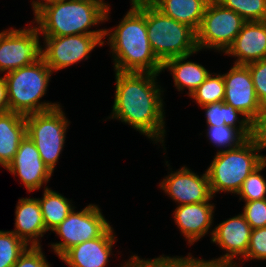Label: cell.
I'll list each match as a JSON object with an SVG mask.
<instances>
[{
    "mask_svg": "<svg viewBox=\"0 0 266 267\" xmlns=\"http://www.w3.org/2000/svg\"><path fill=\"white\" fill-rule=\"evenodd\" d=\"M115 96L112 113L116 119L151 139L165 143L164 90L157 82L159 74L115 71Z\"/></svg>",
    "mask_w": 266,
    "mask_h": 267,
    "instance_id": "cell-1",
    "label": "cell"
},
{
    "mask_svg": "<svg viewBox=\"0 0 266 267\" xmlns=\"http://www.w3.org/2000/svg\"><path fill=\"white\" fill-rule=\"evenodd\" d=\"M131 8L117 26L105 28L114 71L162 73L147 34L146 0H130Z\"/></svg>",
    "mask_w": 266,
    "mask_h": 267,
    "instance_id": "cell-2",
    "label": "cell"
},
{
    "mask_svg": "<svg viewBox=\"0 0 266 267\" xmlns=\"http://www.w3.org/2000/svg\"><path fill=\"white\" fill-rule=\"evenodd\" d=\"M110 5L105 0H60L34 16L42 36L96 35L104 43L105 29L89 30L109 20Z\"/></svg>",
    "mask_w": 266,
    "mask_h": 267,
    "instance_id": "cell-3",
    "label": "cell"
},
{
    "mask_svg": "<svg viewBox=\"0 0 266 267\" xmlns=\"http://www.w3.org/2000/svg\"><path fill=\"white\" fill-rule=\"evenodd\" d=\"M53 73L43 58L5 73L9 111L26 116L59 107V102L41 101L47 93Z\"/></svg>",
    "mask_w": 266,
    "mask_h": 267,
    "instance_id": "cell-4",
    "label": "cell"
},
{
    "mask_svg": "<svg viewBox=\"0 0 266 267\" xmlns=\"http://www.w3.org/2000/svg\"><path fill=\"white\" fill-rule=\"evenodd\" d=\"M253 138H248L239 147L216 152L206 169L213 197L220 192L237 194L244 179L256 169L266 156Z\"/></svg>",
    "mask_w": 266,
    "mask_h": 267,
    "instance_id": "cell-5",
    "label": "cell"
},
{
    "mask_svg": "<svg viewBox=\"0 0 266 267\" xmlns=\"http://www.w3.org/2000/svg\"><path fill=\"white\" fill-rule=\"evenodd\" d=\"M146 27L150 47L162 64L173 57L200 52L196 31L164 15L149 0H146Z\"/></svg>",
    "mask_w": 266,
    "mask_h": 267,
    "instance_id": "cell-6",
    "label": "cell"
},
{
    "mask_svg": "<svg viewBox=\"0 0 266 267\" xmlns=\"http://www.w3.org/2000/svg\"><path fill=\"white\" fill-rule=\"evenodd\" d=\"M25 119L27 137L35 143L42 161L53 173L70 125L62 105L46 112L26 115Z\"/></svg>",
    "mask_w": 266,
    "mask_h": 267,
    "instance_id": "cell-7",
    "label": "cell"
},
{
    "mask_svg": "<svg viewBox=\"0 0 266 267\" xmlns=\"http://www.w3.org/2000/svg\"><path fill=\"white\" fill-rule=\"evenodd\" d=\"M246 21L236 12L210 0L206 6L200 27L196 31L199 51L214 49L225 53Z\"/></svg>",
    "mask_w": 266,
    "mask_h": 267,
    "instance_id": "cell-8",
    "label": "cell"
},
{
    "mask_svg": "<svg viewBox=\"0 0 266 267\" xmlns=\"http://www.w3.org/2000/svg\"><path fill=\"white\" fill-rule=\"evenodd\" d=\"M109 221L102 214L96 204H89L81 211L75 208L51 232L55 233L62 241L54 242L51 248L60 258L71 247L100 237L109 227Z\"/></svg>",
    "mask_w": 266,
    "mask_h": 267,
    "instance_id": "cell-9",
    "label": "cell"
},
{
    "mask_svg": "<svg viewBox=\"0 0 266 267\" xmlns=\"http://www.w3.org/2000/svg\"><path fill=\"white\" fill-rule=\"evenodd\" d=\"M30 24L29 28H10L0 32V74L30 65L42 58L41 34L34 23Z\"/></svg>",
    "mask_w": 266,
    "mask_h": 267,
    "instance_id": "cell-10",
    "label": "cell"
},
{
    "mask_svg": "<svg viewBox=\"0 0 266 267\" xmlns=\"http://www.w3.org/2000/svg\"><path fill=\"white\" fill-rule=\"evenodd\" d=\"M42 58L54 72L65 69L82 60L104 42L96 35L43 36Z\"/></svg>",
    "mask_w": 266,
    "mask_h": 267,
    "instance_id": "cell-11",
    "label": "cell"
},
{
    "mask_svg": "<svg viewBox=\"0 0 266 267\" xmlns=\"http://www.w3.org/2000/svg\"><path fill=\"white\" fill-rule=\"evenodd\" d=\"M166 166L170 170V174L161 180L159 187L178 204L177 206L212 202L213 195L206 171L199 176L186 165L176 171H172V168L169 169L168 161H166Z\"/></svg>",
    "mask_w": 266,
    "mask_h": 267,
    "instance_id": "cell-12",
    "label": "cell"
},
{
    "mask_svg": "<svg viewBox=\"0 0 266 267\" xmlns=\"http://www.w3.org/2000/svg\"><path fill=\"white\" fill-rule=\"evenodd\" d=\"M251 227L242 213L228 218L214 227L211 238L225 254L212 260L223 267H240L236 260H242L249 246ZM238 264V265H237Z\"/></svg>",
    "mask_w": 266,
    "mask_h": 267,
    "instance_id": "cell-13",
    "label": "cell"
},
{
    "mask_svg": "<svg viewBox=\"0 0 266 267\" xmlns=\"http://www.w3.org/2000/svg\"><path fill=\"white\" fill-rule=\"evenodd\" d=\"M223 80L225 84L223 102L238 110L253 124L259 116L262 105L257 98L248 67L234 64L223 74Z\"/></svg>",
    "mask_w": 266,
    "mask_h": 267,
    "instance_id": "cell-14",
    "label": "cell"
},
{
    "mask_svg": "<svg viewBox=\"0 0 266 267\" xmlns=\"http://www.w3.org/2000/svg\"><path fill=\"white\" fill-rule=\"evenodd\" d=\"M19 177L28 193L48 183L52 171L42 161L35 143L27 136L20 142L13 161L5 169Z\"/></svg>",
    "mask_w": 266,
    "mask_h": 267,
    "instance_id": "cell-15",
    "label": "cell"
},
{
    "mask_svg": "<svg viewBox=\"0 0 266 267\" xmlns=\"http://www.w3.org/2000/svg\"><path fill=\"white\" fill-rule=\"evenodd\" d=\"M112 225L95 239L85 241L68 249L59 259L68 267H106L117 242Z\"/></svg>",
    "mask_w": 266,
    "mask_h": 267,
    "instance_id": "cell-16",
    "label": "cell"
},
{
    "mask_svg": "<svg viewBox=\"0 0 266 267\" xmlns=\"http://www.w3.org/2000/svg\"><path fill=\"white\" fill-rule=\"evenodd\" d=\"M215 205L211 202H199L179 205L173 211L174 223L180 230L188 245H193L206 234L213 235ZM210 230V231H209Z\"/></svg>",
    "mask_w": 266,
    "mask_h": 267,
    "instance_id": "cell-17",
    "label": "cell"
},
{
    "mask_svg": "<svg viewBox=\"0 0 266 267\" xmlns=\"http://www.w3.org/2000/svg\"><path fill=\"white\" fill-rule=\"evenodd\" d=\"M224 54L237 57V65L266 59V21L246 22Z\"/></svg>",
    "mask_w": 266,
    "mask_h": 267,
    "instance_id": "cell-18",
    "label": "cell"
},
{
    "mask_svg": "<svg viewBox=\"0 0 266 267\" xmlns=\"http://www.w3.org/2000/svg\"><path fill=\"white\" fill-rule=\"evenodd\" d=\"M15 229L12 230L28 246H42L46 232L38 198H20L15 209ZM41 237V238H40Z\"/></svg>",
    "mask_w": 266,
    "mask_h": 267,
    "instance_id": "cell-19",
    "label": "cell"
},
{
    "mask_svg": "<svg viewBox=\"0 0 266 267\" xmlns=\"http://www.w3.org/2000/svg\"><path fill=\"white\" fill-rule=\"evenodd\" d=\"M25 116L17 112L0 113V165L7 168L20 142L26 137Z\"/></svg>",
    "mask_w": 266,
    "mask_h": 267,
    "instance_id": "cell-20",
    "label": "cell"
},
{
    "mask_svg": "<svg viewBox=\"0 0 266 267\" xmlns=\"http://www.w3.org/2000/svg\"><path fill=\"white\" fill-rule=\"evenodd\" d=\"M192 55L173 57L162 64L163 72L167 69L171 72L176 89L178 91L188 89L186 94L188 96L210 75L209 70L203 65L187 60Z\"/></svg>",
    "mask_w": 266,
    "mask_h": 267,
    "instance_id": "cell-21",
    "label": "cell"
},
{
    "mask_svg": "<svg viewBox=\"0 0 266 267\" xmlns=\"http://www.w3.org/2000/svg\"><path fill=\"white\" fill-rule=\"evenodd\" d=\"M164 15L189 25L195 31L200 27L210 0H149Z\"/></svg>",
    "mask_w": 266,
    "mask_h": 267,
    "instance_id": "cell-22",
    "label": "cell"
},
{
    "mask_svg": "<svg viewBox=\"0 0 266 267\" xmlns=\"http://www.w3.org/2000/svg\"><path fill=\"white\" fill-rule=\"evenodd\" d=\"M207 126L228 125L237 128L247 139L252 138V123L242 113L223 101L202 106ZM239 116H241L240 119Z\"/></svg>",
    "mask_w": 266,
    "mask_h": 267,
    "instance_id": "cell-23",
    "label": "cell"
},
{
    "mask_svg": "<svg viewBox=\"0 0 266 267\" xmlns=\"http://www.w3.org/2000/svg\"><path fill=\"white\" fill-rule=\"evenodd\" d=\"M42 198H38L47 231L56 228L76 208L73 202L45 185Z\"/></svg>",
    "mask_w": 266,
    "mask_h": 267,
    "instance_id": "cell-24",
    "label": "cell"
},
{
    "mask_svg": "<svg viewBox=\"0 0 266 267\" xmlns=\"http://www.w3.org/2000/svg\"><path fill=\"white\" fill-rule=\"evenodd\" d=\"M189 97L195 100L200 107L222 102L225 97L223 74L210 73L207 79Z\"/></svg>",
    "mask_w": 266,
    "mask_h": 267,
    "instance_id": "cell-25",
    "label": "cell"
},
{
    "mask_svg": "<svg viewBox=\"0 0 266 267\" xmlns=\"http://www.w3.org/2000/svg\"><path fill=\"white\" fill-rule=\"evenodd\" d=\"M206 136L217 152L239 147L247 138L237 129L228 125L207 126ZM224 148V149H223Z\"/></svg>",
    "mask_w": 266,
    "mask_h": 267,
    "instance_id": "cell-26",
    "label": "cell"
},
{
    "mask_svg": "<svg viewBox=\"0 0 266 267\" xmlns=\"http://www.w3.org/2000/svg\"><path fill=\"white\" fill-rule=\"evenodd\" d=\"M28 247L12 231L0 230V267H13Z\"/></svg>",
    "mask_w": 266,
    "mask_h": 267,
    "instance_id": "cell-27",
    "label": "cell"
},
{
    "mask_svg": "<svg viewBox=\"0 0 266 267\" xmlns=\"http://www.w3.org/2000/svg\"><path fill=\"white\" fill-rule=\"evenodd\" d=\"M266 167V159L247 176L237 192L239 200L256 201L266 199V180L261 171Z\"/></svg>",
    "mask_w": 266,
    "mask_h": 267,
    "instance_id": "cell-28",
    "label": "cell"
},
{
    "mask_svg": "<svg viewBox=\"0 0 266 267\" xmlns=\"http://www.w3.org/2000/svg\"><path fill=\"white\" fill-rule=\"evenodd\" d=\"M239 14L246 22L266 21V0H217Z\"/></svg>",
    "mask_w": 266,
    "mask_h": 267,
    "instance_id": "cell-29",
    "label": "cell"
},
{
    "mask_svg": "<svg viewBox=\"0 0 266 267\" xmlns=\"http://www.w3.org/2000/svg\"><path fill=\"white\" fill-rule=\"evenodd\" d=\"M266 260V227L251 230L249 246L241 260Z\"/></svg>",
    "mask_w": 266,
    "mask_h": 267,
    "instance_id": "cell-30",
    "label": "cell"
},
{
    "mask_svg": "<svg viewBox=\"0 0 266 267\" xmlns=\"http://www.w3.org/2000/svg\"><path fill=\"white\" fill-rule=\"evenodd\" d=\"M241 213L251 229L266 227V199L246 201Z\"/></svg>",
    "mask_w": 266,
    "mask_h": 267,
    "instance_id": "cell-31",
    "label": "cell"
},
{
    "mask_svg": "<svg viewBox=\"0 0 266 267\" xmlns=\"http://www.w3.org/2000/svg\"><path fill=\"white\" fill-rule=\"evenodd\" d=\"M250 71L255 92L261 105L266 104V59L246 65Z\"/></svg>",
    "mask_w": 266,
    "mask_h": 267,
    "instance_id": "cell-32",
    "label": "cell"
},
{
    "mask_svg": "<svg viewBox=\"0 0 266 267\" xmlns=\"http://www.w3.org/2000/svg\"><path fill=\"white\" fill-rule=\"evenodd\" d=\"M135 267H188V255L184 256H159L154 259L147 260L135 255Z\"/></svg>",
    "mask_w": 266,
    "mask_h": 267,
    "instance_id": "cell-33",
    "label": "cell"
},
{
    "mask_svg": "<svg viewBox=\"0 0 266 267\" xmlns=\"http://www.w3.org/2000/svg\"><path fill=\"white\" fill-rule=\"evenodd\" d=\"M41 246H29L13 267H51Z\"/></svg>",
    "mask_w": 266,
    "mask_h": 267,
    "instance_id": "cell-34",
    "label": "cell"
},
{
    "mask_svg": "<svg viewBox=\"0 0 266 267\" xmlns=\"http://www.w3.org/2000/svg\"><path fill=\"white\" fill-rule=\"evenodd\" d=\"M252 138L262 149H266V104L262 105L258 118L252 124Z\"/></svg>",
    "mask_w": 266,
    "mask_h": 267,
    "instance_id": "cell-35",
    "label": "cell"
},
{
    "mask_svg": "<svg viewBox=\"0 0 266 267\" xmlns=\"http://www.w3.org/2000/svg\"><path fill=\"white\" fill-rule=\"evenodd\" d=\"M9 111V103L7 97V84L4 76L0 77V113Z\"/></svg>",
    "mask_w": 266,
    "mask_h": 267,
    "instance_id": "cell-36",
    "label": "cell"
},
{
    "mask_svg": "<svg viewBox=\"0 0 266 267\" xmlns=\"http://www.w3.org/2000/svg\"><path fill=\"white\" fill-rule=\"evenodd\" d=\"M188 267H223L219 264H216L213 260H204V259H198L197 257L191 256L190 253H188Z\"/></svg>",
    "mask_w": 266,
    "mask_h": 267,
    "instance_id": "cell-37",
    "label": "cell"
},
{
    "mask_svg": "<svg viewBox=\"0 0 266 267\" xmlns=\"http://www.w3.org/2000/svg\"><path fill=\"white\" fill-rule=\"evenodd\" d=\"M59 1L60 0H33L31 2L32 8H33V15L36 16L38 13H40L47 6L55 4Z\"/></svg>",
    "mask_w": 266,
    "mask_h": 267,
    "instance_id": "cell-38",
    "label": "cell"
},
{
    "mask_svg": "<svg viewBox=\"0 0 266 267\" xmlns=\"http://www.w3.org/2000/svg\"><path fill=\"white\" fill-rule=\"evenodd\" d=\"M135 255L136 254H133V256L131 255L130 259L125 261L120 267H135Z\"/></svg>",
    "mask_w": 266,
    "mask_h": 267,
    "instance_id": "cell-39",
    "label": "cell"
}]
</instances>
